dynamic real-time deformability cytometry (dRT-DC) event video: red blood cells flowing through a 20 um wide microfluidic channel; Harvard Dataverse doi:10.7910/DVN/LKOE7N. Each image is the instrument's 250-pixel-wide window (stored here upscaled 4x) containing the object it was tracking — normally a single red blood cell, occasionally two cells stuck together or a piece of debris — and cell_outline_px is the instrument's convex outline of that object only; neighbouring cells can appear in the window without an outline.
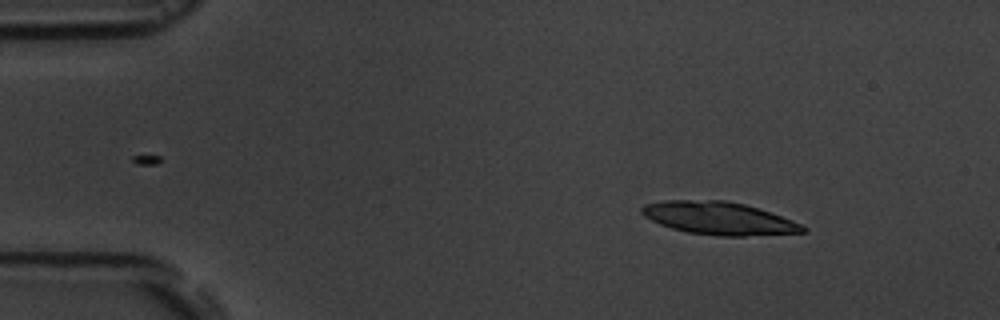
{"species": "common noctule bat (a hibernating species)", "species_latin": "Nyctalus noctula", "temperature_condition": "room temperature", "stored_images_in_passage": 4, "camera_frame_rate_fps": 3000, "um_per_image_px": 0.085, "animal": {"sex": "male", "body_mass_g": 19.5, "forearm_length_mm": 54.6}, "frame": {"image": 1, "passage_image": 2, "time_ms": 1.333, "image_size_px": [1000, 320], "cell_outline_px": [[808, 232], [744, 236], [720, 236], [688, 232], [672, 228], [660, 224], [644, 216], [640, 212], [640, 208], [644, 204], [664, 200], [724, 200], [744, 204], [792, 220], [808, 228]], "centroid_in_image_um": [61.08, 18.55], "position_along_channel_um": 23.9, "area_um2": 30.58}}